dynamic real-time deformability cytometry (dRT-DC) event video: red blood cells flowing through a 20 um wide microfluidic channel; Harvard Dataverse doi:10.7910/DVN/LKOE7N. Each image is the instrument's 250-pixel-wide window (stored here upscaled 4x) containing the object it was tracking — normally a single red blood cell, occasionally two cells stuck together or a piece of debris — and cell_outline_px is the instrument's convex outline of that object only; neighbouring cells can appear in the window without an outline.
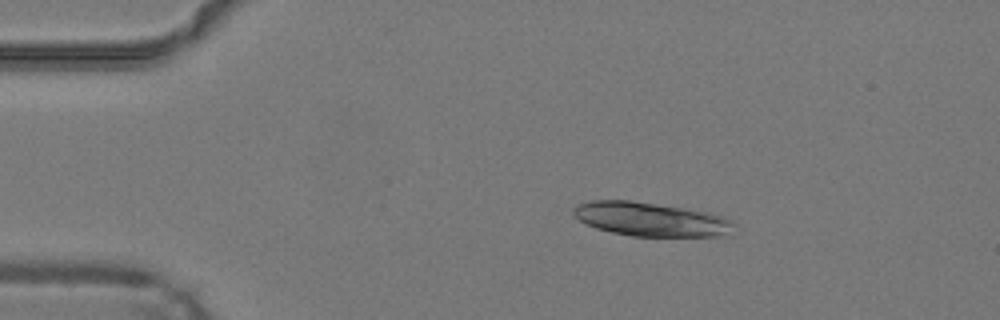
{"species": "common noctule bat (a hibernating species)", "species_latin": "Nyctalus noctula", "temperature_condition": "warm", "stored_images_in_passage": 40, "camera_frame_rate_fps": 3000, "um_per_image_px": 0.085, "animal": {"sex": "male", "body_mass_g": 19.2, "forearm_length_mm": 51.8}, "frame": {"image": 1, "passage_image": 1, "time_ms": 0.0, "image_size_px": [1000, 320], "cell_outline_px": [[736, 224], [720, 236], [632, 236], [612, 232], [596, 228], [580, 220], [572, 212], [572, 208], [580, 204], [592, 200], [632, 200], [708, 212], [732, 220]], "centroid_in_image_um": [55.27, 18.63], "position_along_channel_um": 29.7, "area_um2": 31.21}}
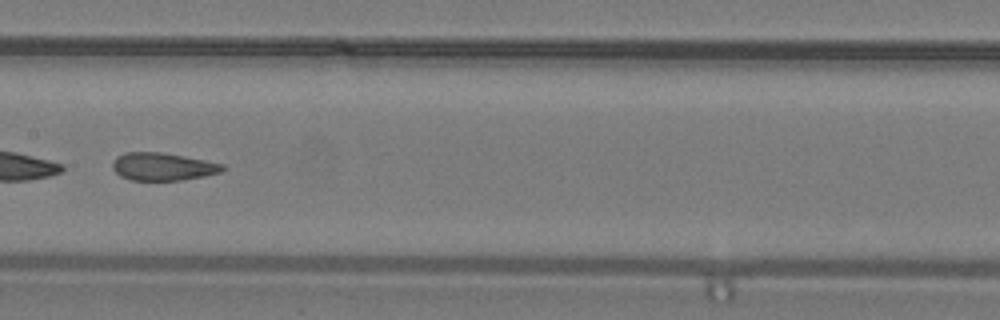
{"frame": {"image": 2, "passage_image": 17, "time_ms": 5.333, "image_size_px": [1000, 320], "cell_outline_px": [[228, 168], [220, 172], [204, 176], [180, 180], [132, 180], [120, 176], [112, 168], [112, 164], [116, 156], [124, 152], [160, 152], [184, 156], [224, 164]], "centroid_in_image_um": [13.83, 14.16], "position_along_channel_um": 193.6, "area_um2": 17.8}}
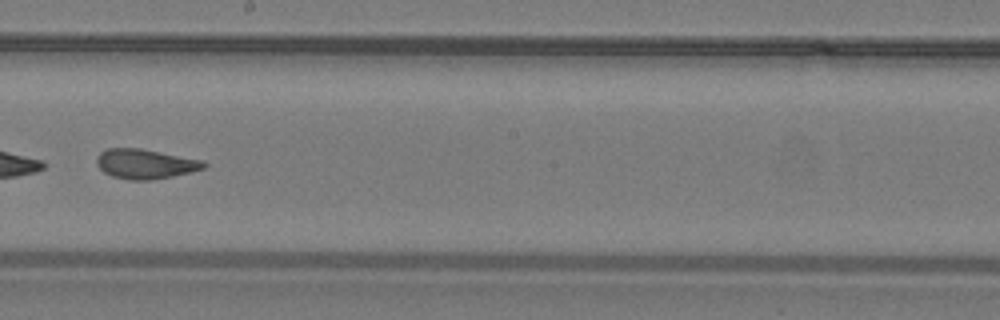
{"frame": {"image": 3, "passage_image": 20, "time_ms": 6.333, "image_size_px": [1000, 320], "cell_outline_px": [[208, 164], [204, 168], [192, 172], [172, 176], [148, 180], [128, 180], [112, 176], [104, 172], [96, 164], [96, 156], [100, 152], [108, 148], [140, 148], [204, 160]], "centroid_in_image_um": [12.35, 13.93], "position_along_channel_um": 235.9, "area_um2": 18.67}, "authors_computed_cell_mechanics": {"area_um2": 20.0566, "velocity_mm_per_s": 4.2514, "shape_relaxation_time_tau1_ms": null, "shape_relaxation_time_tau2_ms": 1.1446, "deformation_change_tau1": null, "deformation_change_tau2": 0.0689}}